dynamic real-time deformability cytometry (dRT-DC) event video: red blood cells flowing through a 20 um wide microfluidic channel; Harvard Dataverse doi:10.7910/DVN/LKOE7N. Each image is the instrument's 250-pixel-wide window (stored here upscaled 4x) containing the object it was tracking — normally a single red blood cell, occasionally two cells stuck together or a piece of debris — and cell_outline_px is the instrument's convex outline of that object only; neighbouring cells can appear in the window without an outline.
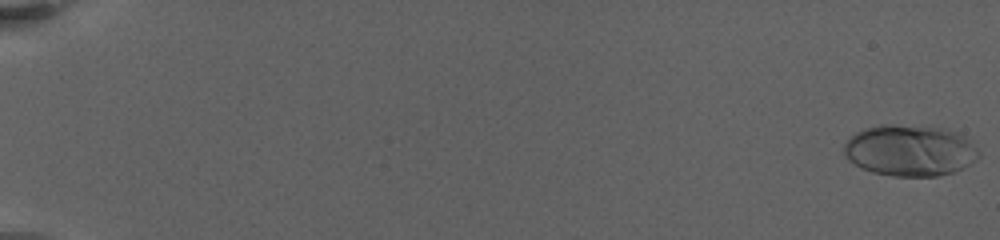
{"species": "human", "species_latin": "Homo sapiens", "temperature_condition": "warm", "stored_images_in_passage": 19, "camera_frame_rate_fps": 3000, "um_per_image_px": 0.085, "donor": {"sex": "female"}, "frame": {"image": 1, "passage_image": 1, "time_ms": 0.0, "image_size_px": [1000, 240], "cell_outline_px": [[980, 156], [976, 160], [952, 172], [936, 176], [892, 176], [872, 172], [860, 168], [848, 160], [844, 152], [844, 144], [856, 132], [864, 128], [880, 124], [892, 124], [948, 128], [960, 132], [972, 140], [980, 152]], "centroid_in_image_um": [77.37, 12.77], "position_along_channel_um": 7.6, "area_um2": 40.75}}
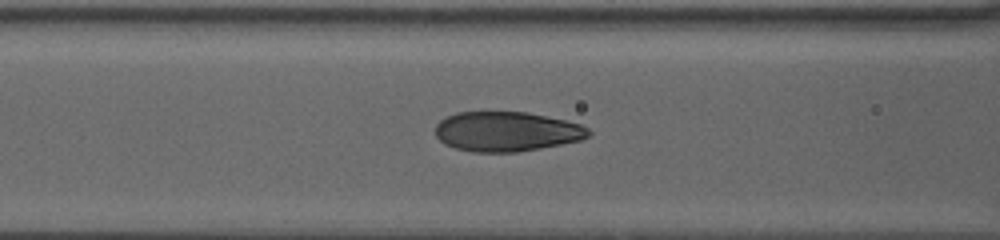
{"frame": {"image": 2, "passage_image": 15, "time_ms": 10.0, "image_size_px": [1000, 240], "cell_outline_px": [[592, 132], [588, 136], [580, 140], [540, 148], [516, 152], [472, 152], [456, 148], [444, 144], [436, 136], [436, 124], [440, 120], [456, 112], [528, 112], [564, 120], [580, 124], [588, 128]], "centroid_in_image_um": [43.04, 11.18], "position_along_channel_um": 123.6, "area_um2": 35.37}}
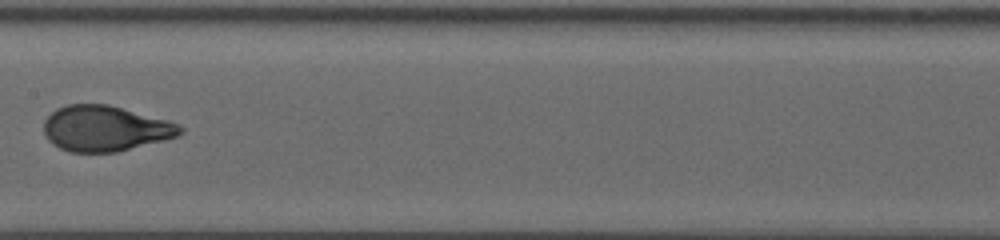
{"frame": {"image": 3, "passage_image": 18, "time_ms": 12.333, "image_size_px": [1000, 240], "cell_outline_px": [[184, 132], [176, 136], [116, 152], [68, 152], [52, 144], [48, 140], [44, 132], [44, 120], [56, 108], [68, 104], [108, 104], [168, 120], [180, 124], [184, 128]], "centroid_in_image_um": [8.92, 10.91], "position_along_channel_um": 198.5, "area_um2": 36.13}}